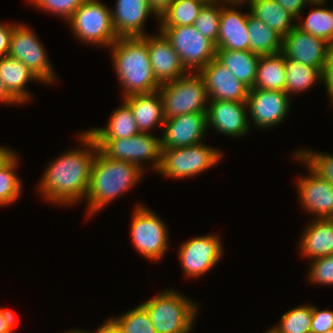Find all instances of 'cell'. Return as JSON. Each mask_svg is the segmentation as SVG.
<instances>
[{"label":"cell","mask_w":333,"mask_h":333,"mask_svg":"<svg viewBox=\"0 0 333 333\" xmlns=\"http://www.w3.org/2000/svg\"><path fill=\"white\" fill-rule=\"evenodd\" d=\"M81 149L68 150L45 169L39 186L40 197L55 204L73 205L86 198L94 159L99 148L95 139L83 131L78 135Z\"/></svg>","instance_id":"obj_1"},{"label":"cell","mask_w":333,"mask_h":333,"mask_svg":"<svg viewBox=\"0 0 333 333\" xmlns=\"http://www.w3.org/2000/svg\"><path fill=\"white\" fill-rule=\"evenodd\" d=\"M143 173L137 165L111 159L99 150L93 162L86 195L87 216H93L135 186L144 176Z\"/></svg>","instance_id":"obj_2"},{"label":"cell","mask_w":333,"mask_h":333,"mask_svg":"<svg viewBox=\"0 0 333 333\" xmlns=\"http://www.w3.org/2000/svg\"><path fill=\"white\" fill-rule=\"evenodd\" d=\"M112 62L122 97L155 92L161 86L154 77L148 44L142 37H119L111 46Z\"/></svg>","instance_id":"obj_3"},{"label":"cell","mask_w":333,"mask_h":333,"mask_svg":"<svg viewBox=\"0 0 333 333\" xmlns=\"http://www.w3.org/2000/svg\"><path fill=\"white\" fill-rule=\"evenodd\" d=\"M157 333H190L198 305L181 293L170 289L142 303Z\"/></svg>","instance_id":"obj_4"},{"label":"cell","mask_w":333,"mask_h":333,"mask_svg":"<svg viewBox=\"0 0 333 333\" xmlns=\"http://www.w3.org/2000/svg\"><path fill=\"white\" fill-rule=\"evenodd\" d=\"M165 119L189 113H207L209 101L203 77L188 72L178 79L162 84L158 89Z\"/></svg>","instance_id":"obj_5"},{"label":"cell","mask_w":333,"mask_h":333,"mask_svg":"<svg viewBox=\"0 0 333 333\" xmlns=\"http://www.w3.org/2000/svg\"><path fill=\"white\" fill-rule=\"evenodd\" d=\"M111 11L99 0H85L67 22L77 39L109 48L119 38L113 27Z\"/></svg>","instance_id":"obj_6"},{"label":"cell","mask_w":333,"mask_h":333,"mask_svg":"<svg viewBox=\"0 0 333 333\" xmlns=\"http://www.w3.org/2000/svg\"><path fill=\"white\" fill-rule=\"evenodd\" d=\"M223 154L218 148L199 143L188 147L162 149L157 173L172 179L194 177L220 162Z\"/></svg>","instance_id":"obj_7"},{"label":"cell","mask_w":333,"mask_h":333,"mask_svg":"<svg viewBox=\"0 0 333 333\" xmlns=\"http://www.w3.org/2000/svg\"><path fill=\"white\" fill-rule=\"evenodd\" d=\"M131 220V239L137 252L154 262L162 259L170 240L165 222L142 204L135 206Z\"/></svg>","instance_id":"obj_8"},{"label":"cell","mask_w":333,"mask_h":333,"mask_svg":"<svg viewBox=\"0 0 333 333\" xmlns=\"http://www.w3.org/2000/svg\"><path fill=\"white\" fill-rule=\"evenodd\" d=\"M99 150L107 157L137 165L144 172V161H152L155 171L161 163L160 137L150 133H138L130 138L95 139ZM143 164V165H142Z\"/></svg>","instance_id":"obj_9"},{"label":"cell","mask_w":333,"mask_h":333,"mask_svg":"<svg viewBox=\"0 0 333 333\" xmlns=\"http://www.w3.org/2000/svg\"><path fill=\"white\" fill-rule=\"evenodd\" d=\"M178 53L182 65L189 72H199L216 58V45L199 32L194 25L159 27Z\"/></svg>","instance_id":"obj_10"},{"label":"cell","mask_w":333,"mask_h":333,"mask_svg":"<svg viewBox=\"0 0 333 333\" xmlns=\"http://www.w3.org/2000/svg\"><path fill=\"white\" fill-rule=\"evenodd\" d=\"M27 25H14L8 56L23 62L42 83L56 82V74L43 43Z\"/></svg>","instance_id":"obj_11"},{"label":"cell","mask_w":333,"mask_h":333,"mask_svg":"<svg viewBox=\"0 0 333 333\" xmlns=\"http://www.w3.org/2000/svg\"><path fill=\"white\" fill-rule=\"evenodd\" d=\"M220 240L218 235L207 234L183 242L178 251L183 274L197 278L212 270L224 252Z\"/></svg>","instance_id":"obj_12"},{"label":"cell","mask_w":333,"mask_h":333,"mask_svg":"<svg viewBox=\"0 0 333 333\" xmlns=\"http://www.w3.org/2000/svg\"><path fill=\"white\" fill-rule=\"evenodd\" d=\"M290 102L285 91L251 88L246 100L248 117L256 128L274 127L287 117Z\"/></svg>","instance_id":"obj_13"},{"label":"cell","mask_w":333,"mask_h":333,"mask_svg":"<svg viewBox=\"0 0 333 333\" xmlns=\"http://www.w3.org/2000/svg\"><path fill=\"white\" fill-rule=\"evenodd\" d=\"M329 45L325 39L303 32L295 26L283 36L280 53L293 61L316 67L323 73Z\"/></svg>","instance_id":"obj_14"},{"label":"cell","mask_w":333,"mask_h":333,"mask_svg":"<svg viewBox=\"0 0 333 333\" xmlns=\"http://www.w3.org/2000/svg\"><path fill=\"white\" fill-rule=\"evenodd\" d=\"M160 137L162 149L188 147L202 143L207 132V113H189L165 119Z\"/></svg>","instance_id":"obj_15"},{"label":"cell","mask_w":333,"mask_h":333,"mask_svg":"<svg viewBox=\"0 0 333 333\" xmlns=\"http://www.w3.org/2000/svg\"><path fill=\"white\" fill-rule=\"evenodd\" d=\"M247 103L227 100H209L207 128L231 137H241L250 130Z\"/></svg>","instance_id":"obj_16"},{"label":"cell","mask_w":333,"mask_h":333,"mask_svg":"<svg viewBox=\"0 0 333 333\" xmlns=\"http://www.w3.org/2000/svg\"><path fill=\"white\" fill-rule=\"evenodd\" d=\"M198 73L204 79L209 100L246 102L250 88L216 58Z\"/></svg>","instance_id":"obj_17"},{"label":"cell","mask_w":333,"mask_h":333,"mask_svg":"<svg viewBox=\"0 0 333 333\" xmlns=\"http://www.w3.org/2000/svg\"><path fill=\"white\" fill-rule=\"evenodd\" d=\"M307 167L309 175L297 180L296 190L302 208L317 219H333V184Z\"/></svg>","instance_id":"obj_18"},{"label":"cell","mask_w":333,"mask_h":333,"mask_svg":"<svg viewBox=\"0 0 333 333\" xmlns=\"http://www.w3.org/2000/svg\"><path fill=\"white\" fill-rule=\"evenodd\" d=\"M244 1H222L216 49L249 50L248 13L242 14L235 6ZM226 4V5H225Z\"/></svg>","instance_id":"obj_19"},{"label":"cell","mask_w":333,"mask_h":333,"mask_svg":"<svg viewBox=\"0 0 333 333\" xmlns=\"http://www.w3.org/2000/svg\"><path fill=\"white\" fill-rule=\"evenodd\" d=\"M145 35L142 38L148 44L149 59L157 82L162 85L172 82L188 73L182 65L178 53L162 32Z\"/></svg>","instance_id":"obj_20"},{"label":"cell","mask_w":333,"mask_h":333,"mask_svg":"<svg viewBox=\"0 0 333 333\" xmlns=\"http://www.w3.org/2000/svg\"><path fill=\"white\" fill-rule=\"evenodd\" d=\"M112 9V23L118 37H142L147 35L144 23L151 15L156 14L150 9L148 0H116ZM114 10V11H113Z\"/></svg>","instance_id":"obj_21"},{"label":"cell","mask_w":333,"mask_h":333,"mask_svg":"<svg viewBox=\"0 0 333 333\" xmlns=\"http://www.w3.org/2000/svg\"><path fill=\"white\" fill-rule=\"evenodd\" d=\"M122 101L130 107L139 132L151 134L155 126L164 125L163 103L158 90L151 93L132 94L123 97Z\"/></svg>","instance_id":"obj_22"},{"label":"cell","mask_w":333,"mask_h":333,"mask_svg":"<svg viewBox=\"0 0 333 333\" xmlns=\"http://www.w3.org/2000/svg\"><path fill=\"white\" fill-rule=\"evenodd\" d=\"M301 237V255L312 259L333 255V219H317L308 224Z\"/></svg>","instance_id":"obj_23"},{"label":"cell","mask_w":333,"mask_h":333,"mask_svg":"<svg viewBox=\"0 0 333 333\" xmlns=\"http://www.w3.org/2000/svg\"><path fill=\"white\" fill-rule=\"evenodd\" d=\"M0 79L20 104L30 102L33 98L27 91L26 84L32 80L41 82L23 62L10 56L0 59Z\"/></svg>","instance_id":"obj_24"},{"label":"cell","mask_w":333,"mask_h":333,"mask_svg":"<svg viewBox=\"0 0 333 333\" xmlns=\"http://www.w3.org/2000/svg\"><path fill=\"white\" fill-rule=\"evenodd\" d=\"M260 56L250 50L216 49V59L250 89L254 86Z\"/></svg>","instance_id":"obj_25"},{"label":"cell","mask_w":333,"mask_h":333,"mask_svg":"<svg viewBox=\"0 0 333 333\" xmlns=\"http://www.w3.org/2000/svg\"><path fill=\"white\" fill-rule=\"evenodd\" d=\"M250 14L266 23L282 36L287 35L295 26L296 18L282 8L275 0H245Z\"/></svg>","instance_id":"obj_26"},{"label":"cell","mask_w":333,"mask_h":333,"mask_svg":"<svg viewBox=\"0 0 333 333\" xmlns=\"http://www.w3.org/2000/svg\"><path fill=\"white\" fill-rule=\"evenodd\" d=\"M115 109L104 128L86 130L94 139L130 138L139 132L130 107L124 102Z\"/></svg>","instance_id":"obj_27"},{"label":"cell","mask_w":333,"mask_h":333,"mask_svg":"<svg viewBox=\"0 0 333 333\" xmlns=\"http://www.w3.org/2000/svg\"><path fill=\"white\" fill-rule=\"evenodd\" d=\"M286 57L281 53L261 55L253 88L285 91Z\"/></svg>","instance_id":"obj_28"},{"label":"cell","mask_w":333,"mask_h":333,"mask_svg":"<svg viewBox=\"0 0 333 333\" xmlns=\"http://www.w3.org/2000/svg\"><path fill=\"white\" fill-rule=\"evenodd\" d=\"M249 50L259 55L280 53L283 36L248 12Z\"/></svg>","instance_id":"obj_29"},{"label":"cell","mask_w":333,"mask_h":333,"mask_svg":"<svg viewBox=\"0 0 333 333\" xmlns=\"http://www.w3.org/2000/svg\"><path fill=\"white\" fill-rule=\"evenodd\" d=\"M327 0H313L312 8L304 20L300 21V16L296 19V27L301 31L312 34L315 37L325 39L333 43V14L332 10L325 8ZM323 6V7H322ZM301 22V23H300Z\"/></svg>","instance_id":"obj_30"},{"label":"cell","mask_w":333,"mask_h":333,"mask_svg":"<svg viewBox=\"0 0 333 333\" xmlns=\"http://www.w3.org/2000/svg\"><path fill=\"white\" fill-rule=\"evenodd\" d=\"M320 80L323 82V73L318 68L286 58L285 92L289 96L309 90Z\"/></svg>","instance_id":"obj_31"},{"label":"cell","mask_w":333,"mask_h":333,"mask_svg":"<svg viewBox=\"0 0 333 333\" xmlns=\"http://www.w3.org/2000/svg\"><path fill=\"white\" fill-rule=\"evenodd\" d=\"M205 4L197 0H175L159 18V27L193 25Z\"/></svg>","instance_id":"obj_32"},{"label":"cell","mask_w":333,"mask_h":333,"mask_svg":"<svg viewBox=\"0 0 333 333\" xmlns=\"http://www.w3.org/2000/svg\"><path fill=\"white\" fill-rule=\"evenodd\" d=\"M18 155H14L0 168V206H7L19 199L22 191V181L18 177Z\"/></svg>","instance_id":"obj_33"},{"label":"cell","mask_w":333,"mask_h":333,"mask_svg":"<svg viewBox=\"0 0 333 333\" xmlns=\"http://www.w3.org/2000/svg\"><path fill=\"white\" fill-rule=\"evenodd\" d=\"M312 305H299L282 315L277 326L270 328L274 333H311Z\"/></svg>","instance_id":"obj_34"},{"label":"cell","mask_w":333,"mask_h":333,"mask_svg":"<svg viewBox=\"0 0 333 333\" xmlns=\"http://www.w3.org/2000/svg\"><path fill=\"white\" fill-rule=\"evenodd\" d=\"M110 319L122 333H157L146 308L142 304Z\"/></svg>","instance_id":"obj_35"},{"label":"cell","mask_w":333,"mask_h":333,"mask_svg":"<svg viewBox=\"0 0 333 333\" xmlns=\"http://www.w3.org/2000/svg\"><path fill=\"white\" fill-rule=\"evenodd\" d=\"M220 17L221 2L204 5L193 24L199 32L215 45L217 44Z\"/></svg>","instance_id":"obj_36"},{"label":"cell","mask_w":333,"mask_h":333,"mask_svg":"<svg viewBox=\"0 0 333 333\" xmlns=\"http://www.w3.org/2000/svg\"><path fill=\"white\" fill-rule=\"evenodd\" d=\"M295 159L304 162L321 178L333 184V154L314 152L311 150H298Z\"/></svg>","instance_id":"obj_37"},{"label":"cell","mask_w":333,"mask_h":333,"mask_svg":"<svg viewBox=\"0 0 333 333\" xmlns=\"http://www.w3.org/2000/svg\"><path fill=\"white\" fill-rule=\"evenodd\" d=\"M35 8L60 16L67 21L85 0H27Z\"/></svg>","instance_id":"obj_38"},{"label":"cell","mask_w":333,"mask_h":333,"mask_svg":"<svg viewBox=\"0 0 333 333\" xmlns=\"http://www.w3.org/2000/svg\"><path fill=\"white\" fill-rule=\"evenodd\" d=\"M309 265L307 278L311 283L333 286V255L312 259Z\"/></svg>","instance_id":"obj_39"},{"label":"cell","mask_w":333,"mask_h":333,"mask_svg":"<svg viewBox=\"0 0 333 333\" xmlns=\"http://www.w3.org/2000/svg\"><path fill=\"white\" fill-rule=\"evenodd\" d=\"M312 316L311 333H323L333 329V311L320 310L317 306L312 305Z\"/></svg>","instance_id":"obj_40"},{"label":"cell","mask_w":333,"mask_h":333,"mask_svg":"<svg viewBox=\"0 0 333 333\" xmlns=\"http://www.w3.org/2000/svg\"><path fill=\"white\" fill-rule=\"evenodd\" d=\"M323 83L329 95V99L333 102V43L328 47L326 64L323 71Z\"/></svg>","instance_id":"obj_41"},{"label":"cell","mask_w":333,"mask_h":333,"mask_svg":"<svg viewBox=\"0 0 333 333\" xmlns=\"http://www.w3.org/2000/svg\"><path fill=\"white\" fill-rule=\"evenodd\" d=\"M14 24L0 23V59L8 56Z\"/></svg>","instance_id":"obj_42"},{"label":"cell","mask_w":333,"mask_h":333,"mask_svg":"<svg viewBox=\"0 0 333 333\" xmlns=\"http://www.w3.org/2000/svg\"><path fill=\"white\" fill-rule=\"evenodd\" d=\"M282 8L288 11L296 19L301 16L300 13L306 6V4H311L313 0H275Z\"/></svg>","instance_id":"obj_43"},{"label":"cell","mask_w":333,"mask_h":333,"mask_svg":"<svg viewBox=\"0 0 333 333\" xmlns=\"http://www.w3.org/2000/svg\"><path fill=\"white\" fill-rule=\"evenodd\" d=\"M15 315L5 308L0 307V333H9L15 330L17 322Z\"/></svg>","instance_id":"obj_44"},{"label":"cell","mask_w":333,"mask_h":333,"mask_svg":"<svg viewBox=\"0 0 333 333\" xmlns=\"http://www.w3.org/2000/svg\"><path fill=\"white\" fill-rule=\"evenodd\" d=\"M175 0H148L150 9L156 14L158 19L171 6Z\"/></svg>","instance_id":"obj_45"},{"label":"cell","mask_w":333,"mask_h":333,"mask_svg":"<svg viewBox=\"0 0 333 333\" xmlns=\"http://www.w3.org/2000/svg\"><path fill=\"white\" fill-rule=\"evenodd\" d=\"M85 333H89L84 331ZM93 333H122L121 330L117 327V325L109 318L106 319L103 324H101L97 330Z\"/></svg>","instance_id":"obj_46"},{"label":"cell","mask_w":333,"mask_h":333,"mask_svg":"<svg viewBox=\"0 0 333 333\" xmlns=\"http://www.w3.org/2000/svg\"><path fill=\"white\" fill-rule=\"evenodd\" d=\"M0 103L5 104H16L21 105L6 89L5 85L3 84L2 80L0 79Z\"/></svg>","instance_id":"obj_47"},{"label":"cell","mask_w":333,"mask_h":333,"mask_svg":"<svg viewBox=\"0 0 333 333\" xmlns=\"http://www.w3.org/2000/svg\"><path fill=\"white\" fill-rule=\"evenodd\" d=\"M16 153L6 146L0 145V168L7 163Z\"/></svg>","instance_id":"obj_48"},{"label":"cell","mask_w":333,"mask_h":333,"mask_svg":"<svg viewBox=\"0 0 333 333\" xmlns=\"http://www.w3.org/2000/svg\"><path fill=\"white\" fill-rule=\"evenodd\" d=\"M197 1L202 2L205 5H208V4H216L218 2H222V1H226V0H197Z\"/></svg>","instance_id":"obj_49"},{"label":"cell","mask_w":333,"mask_h":333,"mask_svg":"<svg viewBox=\"0 0 333 333\" xmlns=\"http://www.w3.org/2000/svg\"><path fill=\"white\" fill-rule=\"evenodd\" d=\"M65 333H85V332H84V330H80V329L75 330V329H73V330H71V331L69 330L68 332H65Z\"/></svg>","instance_id":"obj_50"},{"label":"cell","mask_w":333,"mask_h":333,"mask_svg":"<svg viewBox=\"0 0 333 333\" xmlns=\"http://www.w3.org/2000/svg\"><path fill=\"white\" fill-rule=\"evenodd\" d=\"M323 333H333V329H331V330H328V331H326V332H323Z\"/></svg>","instance_id":"obj_51"},{"label":"cell","mask_w":333,"mask_h":333,"mask_svg":"<svg viewBox=\"0 0 333 333\" xmlns=\"http://www.w3.org/2000/svg\"><path fill=\"white\" fill-rule=\"evenodd\" d=\"M265 333H274L272 330H268V331H266Z\"/></svg>","instance_id":"obj_52"},{"label":"cell","mask_w":333,"mask_h":333,"mask_svg":"<svg viewBox=\"0 0 333 333\" xmlns=\"http://www.w3.org/2000/svg\"><path fill=\"white\" fill-rule=\"evenodd\" d=\"M226 1H245V0H226Z\"/></svg>","instance_id":"obj_53"}]
</instances>
